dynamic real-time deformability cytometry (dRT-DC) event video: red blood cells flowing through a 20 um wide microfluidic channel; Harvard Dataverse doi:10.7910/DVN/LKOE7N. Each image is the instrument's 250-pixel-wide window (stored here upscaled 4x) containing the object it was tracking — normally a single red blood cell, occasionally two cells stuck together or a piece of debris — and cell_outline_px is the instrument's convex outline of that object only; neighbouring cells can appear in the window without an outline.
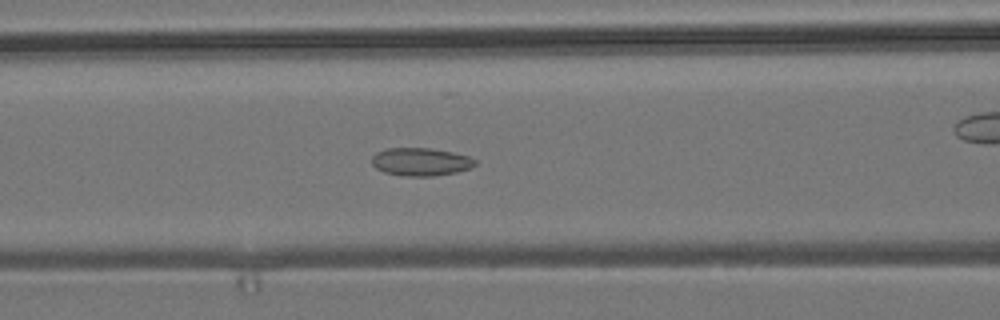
{"species": "common noctule bat (a hibernating species)", "species_latin": "Nyctalus noctula", "temperature_condition": "room temperature", "stored_images_in_passage": 55, "camera_frame_rate_fps": 3000, "um_per_image_px": 0.085, "animal": {"sex": "male", "body_mass_g": 19.2, "forearm_length_mm": 51.8}, "frame": {"image": 1, "passage_image": 22, "time_ms": 7.0, "image_size_px": [1000, 320], "cell_outline_px": [[476, 164], [468, 168], [456, 172], [432, 176], [404, 176], [384, 172], [376, 168], [372, 164], [372, 156], [376, 152], [388, 148], [432, 148], [452, 152], [468, 156], [476, 160]], "centroid_in_image_um": [35.74, 13.75], "position_along_channel_um": 130.9, "area_um2": 16.76}}
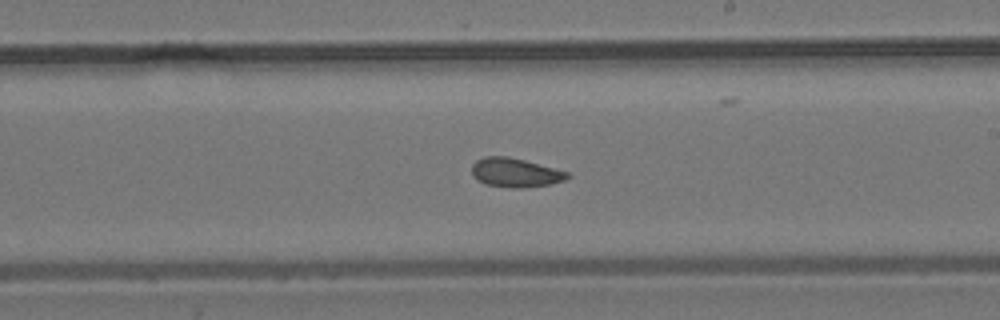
{"frame": {"image": 2, "passage_image": 31, "time_ms": 10.0, "image_size_px": [1000, 320], "cell_outline_px": [[572, 176], [564, 180], [552, 184], [524, 188], [512, 188], [484, 184], [476, 180], [472, 176], [472, 164], [476, 160], [484, 156], [508, 156], [524, 160], [568, 172]], "centroid_in_image_um": [43.77, 14.68], "position_along_channel_um": 245.2, "area_um2": 16.36}}
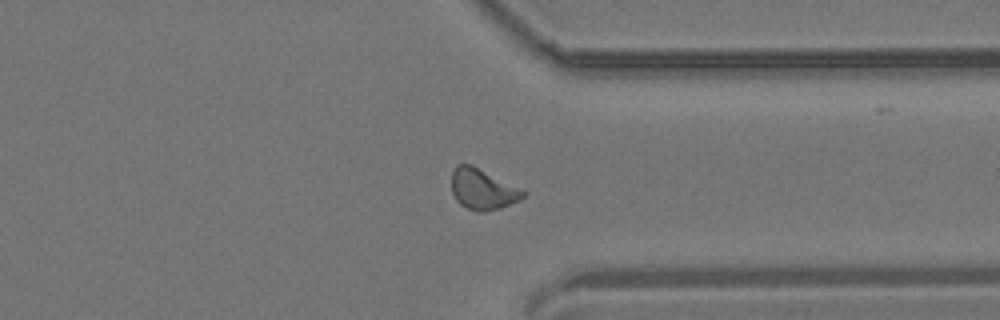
{"frame": {"image": 3, "passage_image": 41, "time_ms": 13.333, "image_size_px": [1000, 320], "cell_outline_px": [[528, 192], [520, 200], [500, 208], [484, 212], [476, 212], [460, 204], [456, 200], [452, 192], [452, 172], [456, 164], [472, 164]], "centroid_in_image_um": [41.02, 16.08], "position_along_channel_um": 370.4, "area_um2": 17.05}, "authors_computed_cell_mechanics": {"area_um2": 16.762, "velocity_mm_per_s": 3.8234, "shape_relaxation_time_tau1_ms": null, "shape_relaxation_time_tau2_ms": 3.2841, "deformation_change_tau1": null, "deformation_change_tau2": 0.0784}}